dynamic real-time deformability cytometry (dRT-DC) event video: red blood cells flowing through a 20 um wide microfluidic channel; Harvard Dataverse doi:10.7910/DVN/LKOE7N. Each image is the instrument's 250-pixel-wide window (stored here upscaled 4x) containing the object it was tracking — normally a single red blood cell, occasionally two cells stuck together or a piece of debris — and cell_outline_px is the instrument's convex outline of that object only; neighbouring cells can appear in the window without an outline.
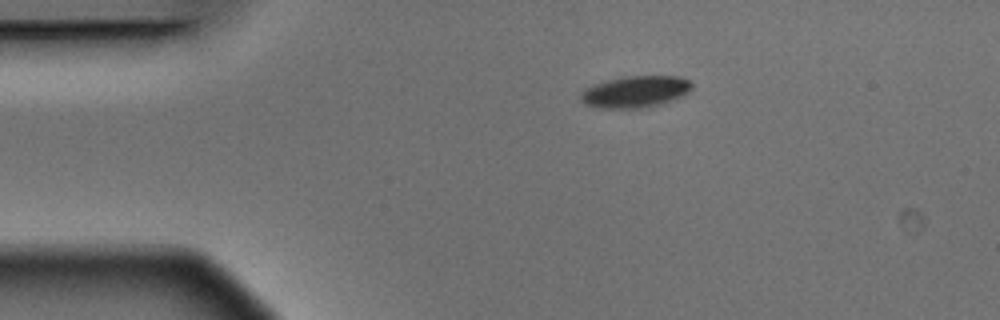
{"species": "Egyptian fruit bat (a non-hibernating species)", "species_latin": "Rousettus aegyptiacus", "temperature_condition": "warm", "stored_images_in_passage": 4, "camera_frame_rate_fps": 3000, "um_per_image_px": 0.085, "animal": {"sex": "male"}, "frame": {"image": 1, "passage_image": 4, "time_ms": 1.0, "image_size_px": [1000, 320], "cell_outline_px": [[692, 88], [684, 96], [660, 104], [644, 108], [600, 108], [584, 104], [580, 100], [580, 92], [596, 84], [608, 80], [628, 76], [680, 76], [688, 80], [692, 84]], "centroid_in_image_um": [54.03, 7.8], "position_along_channel_um": 31.0, "area_um2": 20.46}}